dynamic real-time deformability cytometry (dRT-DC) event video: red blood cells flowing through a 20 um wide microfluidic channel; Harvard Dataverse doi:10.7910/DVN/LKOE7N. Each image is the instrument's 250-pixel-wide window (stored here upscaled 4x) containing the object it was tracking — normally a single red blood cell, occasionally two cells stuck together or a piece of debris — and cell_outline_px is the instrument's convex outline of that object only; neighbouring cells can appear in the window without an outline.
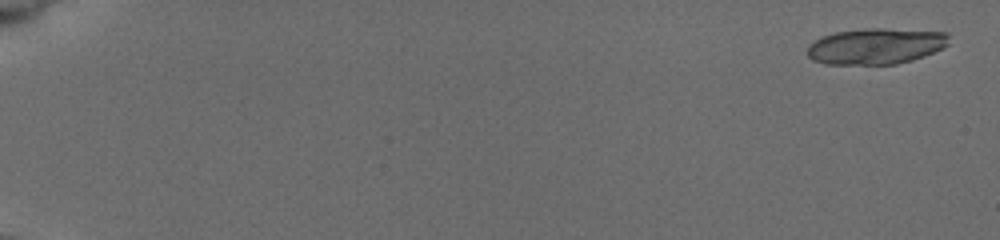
{"species": "common noctule bat (a hibernating species)", "species_latin": "Nyctalus noctula", "temperature_condition": "cold", "stored_images_in_passage": 10, "camera_frame_rate_fps": 3000, "um_per_image_px": 0.085, "animal": {"sex": "female", "body_mass_g": 19.5, "forearm_length_mm": 54.1}, "frame": {"image": 1, "passage_image": 1, "time_ms": 0.0, "image_size_px": [1000, 240], "cell_outline_px": [[948, 44], [944, 48], [924, 56], [912, 60], [896, 64], [824, 64], [812, 60], [808, 56], [808, 44], [820, 36], [836, 32], [864, 28], [884, 28], [948, 32]], "centroid_in_image_um": [74.43, 3.92], "position_along_channel_um": 10.6, "area_um2": 30.0}}
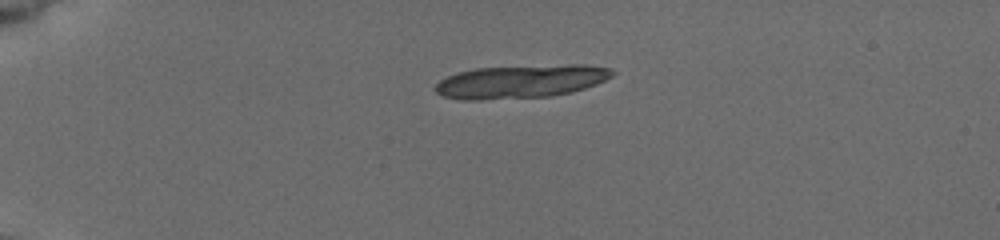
{"frame": {"image": 2, "passage_image": 6, "time_ms": 4.333, "image_size_px": [1000, 240], "cell_outline_px": [[616, 72], [612, 76], [596, 84], [584, 88], [552, 96], [480, 100], [460, 100], [444, 96], [436, 92], [436, 84], [440, 80], [448, 76], [460, 72], [476, 68], [568, 64], [584, 64], [612, 68]], "centroid_in_image_um": [44.29, 6.92], "position_along_channel_um": 40.7, "area_um2": 34.28}}